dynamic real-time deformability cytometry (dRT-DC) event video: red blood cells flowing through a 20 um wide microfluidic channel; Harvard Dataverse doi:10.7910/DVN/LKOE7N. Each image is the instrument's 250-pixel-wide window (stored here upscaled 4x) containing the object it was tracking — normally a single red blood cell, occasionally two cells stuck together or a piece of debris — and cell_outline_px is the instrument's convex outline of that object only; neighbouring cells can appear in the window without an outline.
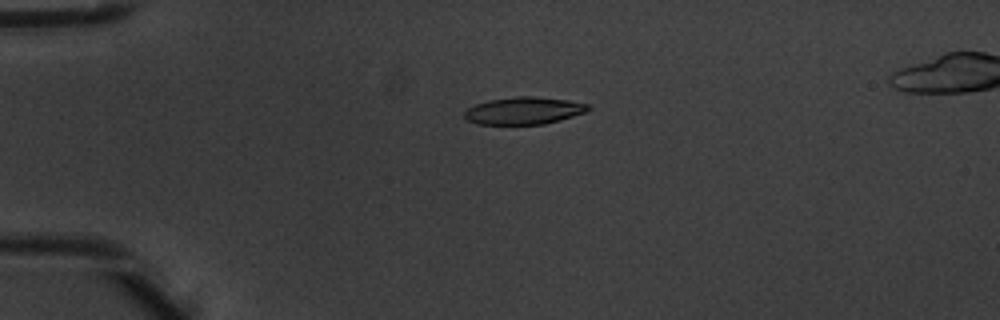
{"species": "common noctule bat (a hibernating species)", "species_latin": "Nyctalus noctula", "temperature_condition": "warm", "stored_images_in_passage": 5, "camera_frame_rate_fps": 3000, "um_per_image_px": 0.085, "animal": {"sex": "male", "body_mass_g": 20.1, "forearm_length_mm": 53.5}, "frame": {"image": 1, "passage_image": 3, "time_ms": 0.667, "image_size_px": [1000, 320], "cell_outline_px": [[592, 108], [588, 112], [560, 120], [544, 124], [476, 124], [468, 120], [464, 116], [464, 112], [468, 108], [476, 104], [488, 100], [516, 96], [536, 96], [568, 100], [588, 104]], "centroid_in_image_um": [44.56, 9.4], "position_along_channel_um": 40.4, "area_um2": 19.83}}